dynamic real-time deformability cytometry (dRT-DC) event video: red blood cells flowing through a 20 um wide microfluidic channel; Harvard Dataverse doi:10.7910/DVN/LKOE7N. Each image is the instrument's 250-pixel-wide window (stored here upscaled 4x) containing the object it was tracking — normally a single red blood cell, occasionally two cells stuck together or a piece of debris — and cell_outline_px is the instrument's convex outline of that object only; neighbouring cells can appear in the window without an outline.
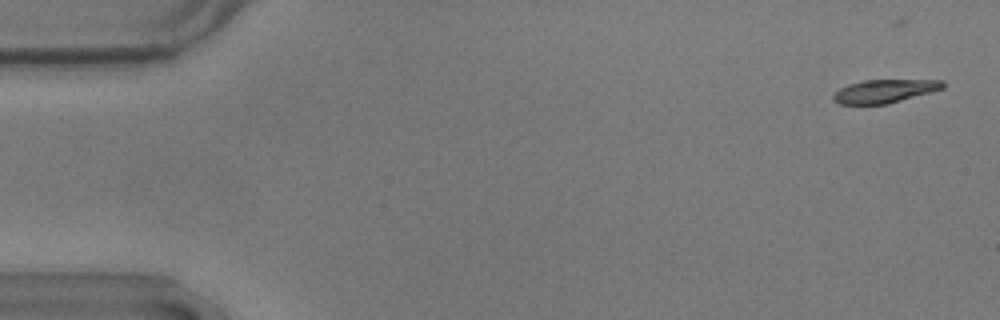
{"species": "common noctule bat (a hibernating species)", "species_latin": "Nyctalus noctula", "temperature_condition": "warm", "stored_images_in_passage": 54, "camera_frame_rate_fps": 3000, "um_per_image_px": 0.085, "animal": {"sex": "male", "body_mass_g": 17.9}, "frame": {"image": 1, "passage_image": 2, "time_ms": 0.333, "image_size_px": [1000, 320], "cell_outline_px": [[944, 88], [888, 104], [840, 104], [832, 100], [832, 96], [840, 88], [848, 84], [864, 80], [944, 80]], "centroid_in_image_um": [75.16, 7.74], "position_along_channel_um": 9.8, "area_um2": 14.8}}
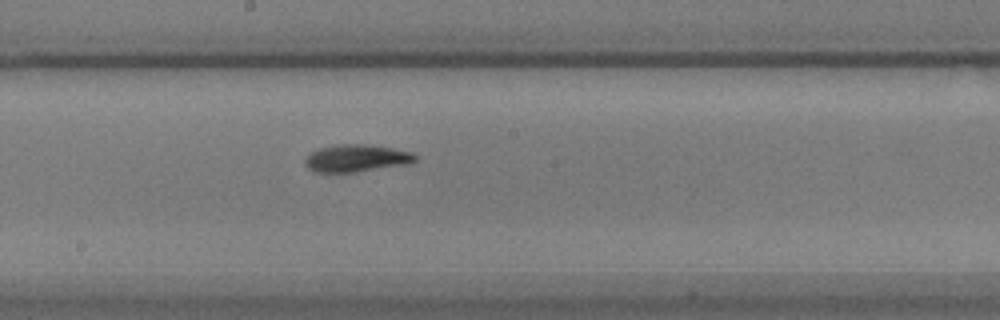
{"frame": {"image": 2, "passage_image": 30, "time_ms": 9.667, "image_size_px": [1000, 320], "cell_outline_px": [[416, 160], [408, 164], [356, 172], [316, 172], [308, 168], [304, 164], [304, 160], [312, 152], [320, 148], [340, 144], [364, 144], [392, 148], [412, 152], [416, 156]], "centroid_in_image_um": [30.3, 13.45], "position_along_channel_um": 217.9, "area_um2": 17.4}}
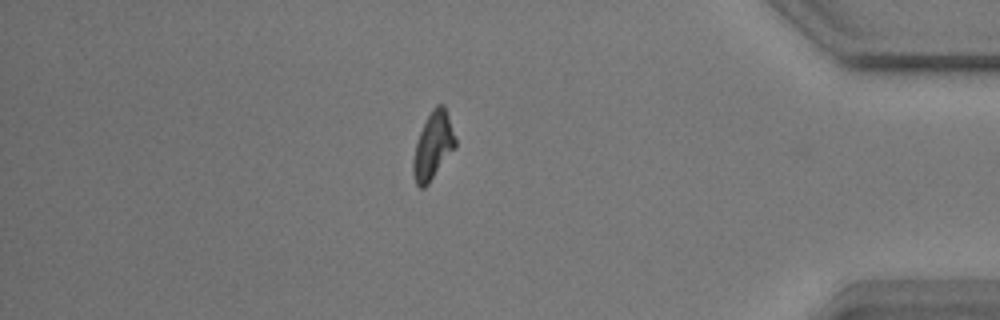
{"frame": {"image": 3, "passage_image": 48, "time_ms": 15.667, "image_size_px": [1000, 320], "cell_outline_px": [[456, 148], [428, 184], [424, 188], [420, 188], [416, 184], [412, 172], [412, 160], [416, 140], [432, 108], [436, 104], [444, 104], [456, 140]], "centroid_in_image_um": [36.8, 12.41], "position_along_channel_um": 398.4, "area_um2": 16.59}, "authors_computed_cell_mechanics": {"area_um2": 16.6175, "velocity_mm_per_s": 3.5972, "shape_relaxation_time_tau1_ms": 4.0245, "shape_relaxation_time_tau2_ms": 3.0006, "deformation_change_tau1": 0.1874, "deformation_change_tau2": 0.1053}}